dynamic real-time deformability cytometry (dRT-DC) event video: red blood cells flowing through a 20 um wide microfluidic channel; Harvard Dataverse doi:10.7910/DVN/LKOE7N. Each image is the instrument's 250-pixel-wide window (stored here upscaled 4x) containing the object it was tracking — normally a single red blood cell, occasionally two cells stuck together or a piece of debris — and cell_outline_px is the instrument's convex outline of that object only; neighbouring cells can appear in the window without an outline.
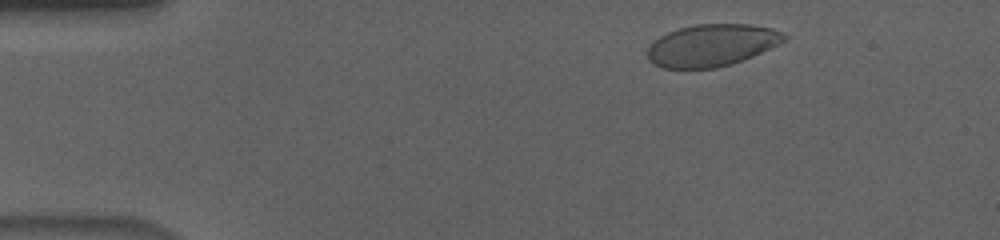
{"species": "human", "species_latin": "Homo sapiens", "temperature_condition": "cold", "stored_images_in_passage": 53, "camera_frame_rate_fps": 3000, "um_per_image_px": 0.085, "donor": {"sex": "male"}, "frame": {"image": 1, "passage_image": 5, "time_ms": 1.333, "image_size_px": [1000, 240], "cell_outline_px": [[788, 36], [784, 40], [752, 56], [732, 64], [716, 68], [664, 68], [652, 64], [648, 60], [648, 48], [660, 36], [668, 32], [680, 28], [696, 24], [748, 24], [772, 28]], "centroid_in_image_um": [60.46, 3.85], "position_along_channel_um": 24.5, "area_um2": 33.12}}
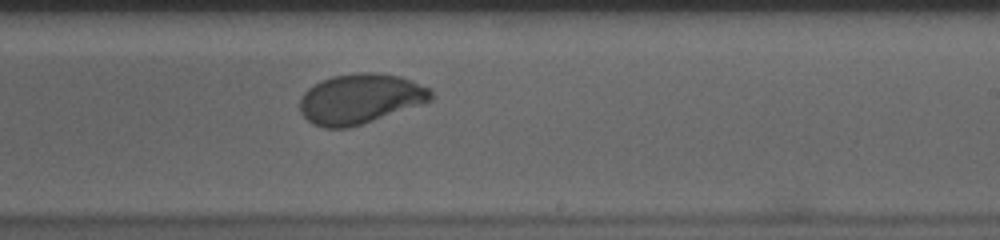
{"frame": {"image": 2, "passage_image": 31, "time_ms": 10.0, "image_size_px": [1000, 240], "cell_outline_px": [[432, 100], [424, 104], [348, 128], [324, 128], [312, 124], [300, 112], [300, 100], [304, 92], [308, 88], [320, 80], [332, 76], [356, 72], [376, 72], [400, 76], [412, 80], [432, 88]], "centroid_in_image_um": [30.64, 8.38], "position_along_channel_um": 258.4, "area_um2": 38.55}}
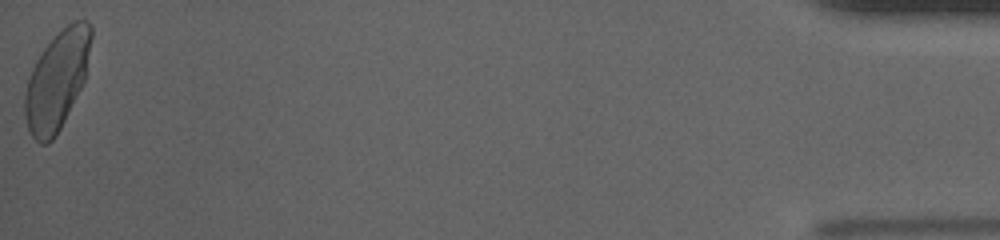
{"frame": {"image": 3, "passage_image": 53, "time_ms": 17.333, "image_size_px": [1000, 240], "cell_outline_px": [[92, 36], [84, 80], [56, 136], [48, 144], [40, 144], [32, 136], [28, 128], [24, 112], [24, 96], [28, 80], [32, 68], [36, 60], [44, 48], [72, 20], [88, 20], [92, 28]], "centroid_in_image_um": [4.83, 6.83], "position_along_channel_um": 430.4, "area_um2": 37.45}, "authors_computed_cell_mechanics": {"area_um2": 37.2232, "velocity_mm_per_s": 3.6333, "shape_relaxation_time_tau1_ms": 3.1507, "shape_relaxation_time_tau2_ms": null, "deformation_change_tau1": 0.1417, "deformation_change_tau2": null}}